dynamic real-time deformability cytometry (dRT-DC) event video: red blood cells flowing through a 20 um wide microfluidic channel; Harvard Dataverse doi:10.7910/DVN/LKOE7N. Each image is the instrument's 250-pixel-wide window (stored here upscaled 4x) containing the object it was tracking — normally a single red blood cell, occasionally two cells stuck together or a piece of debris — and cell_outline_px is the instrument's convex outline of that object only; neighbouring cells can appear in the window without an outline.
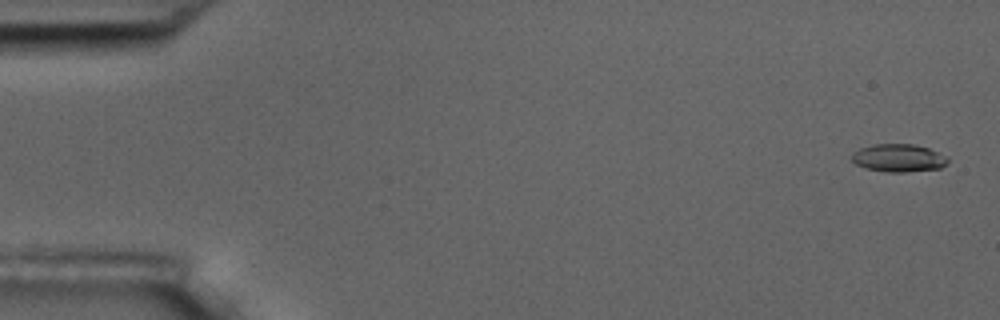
{"species": "common noctule bat (a hibernating species)", "species_latin": "Nyctalus noctula", "temperature_condition": "room temperature", "stored_images_in_passage": 6, "camera_frame_rate_fps": 3000, "um_per_image_px": 0.085, "animal": {"sex": "male", "body_mass_g": 17.5, "forearm_length_mm": 52.3}, "frame": {"image": 1, "passage_image": 1, "time_ms": 0.0, "image_size_px": [1000, 320], "cell_outline_px": [[948, 164], [940, 168], [904, 172], [888, 172], [864, 168], [856, 164], [852, 160], [852, 152], [860, 148], [872, 144], [916, 144], [928, 148], [948, 156]], "centroid_in_image_um": [76.39, 13.42], "position_along_channel_um": 8.6, "area_um2": 15.72}}
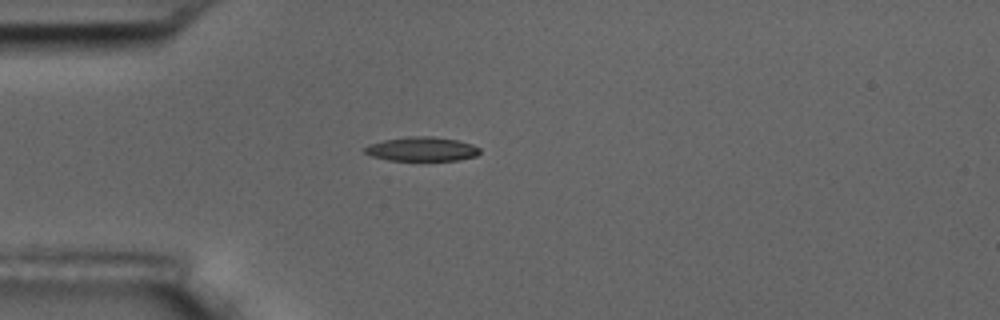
{"frame": {"image": 2, "passage_image": 5, "time_ms": 4.667, "image_size_px": [1000, 320], "cell_outline_px": [[480, 152], [476, 156], [460, 160], [388, 160], [372, 156], [364, 152], [360, 148], [368, 144], [384, 140], [408, 136], [432, 136], [456, 140], [472, 144], [480, 148]], "centroid_in_image_um": [35.82, 12.66], "position_along_channel_um": 49.2, "area_um2": 16.3}}